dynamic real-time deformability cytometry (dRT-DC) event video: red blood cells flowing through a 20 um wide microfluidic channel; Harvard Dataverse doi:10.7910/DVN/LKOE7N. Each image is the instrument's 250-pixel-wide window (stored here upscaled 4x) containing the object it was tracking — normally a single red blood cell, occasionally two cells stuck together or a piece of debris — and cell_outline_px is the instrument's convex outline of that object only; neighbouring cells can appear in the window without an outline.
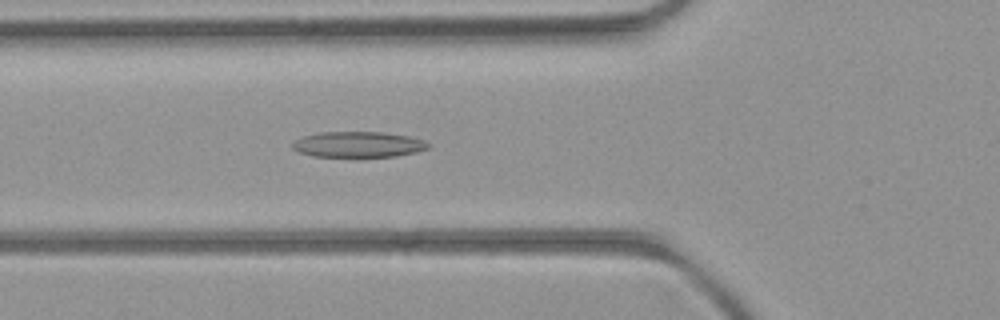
{"species": "common noctule bat (a hibernating species)", "species_latin": "Nyctalus noctula", "temperature_condition": "room temperature", "stored_images_in_passage": 45, "camera_frame_rate_fps": 3000, "um_per_image_px": 0.085, "animal": {"sex": "female", "body_mass_g": 21.9}, "frame": {"image": 1, "passage_image": 18, "time_ms": 5.667, "image_size_px": [1000, 320], "cell_outline_px": [[432, 144], [428, 148], [416, 152], [396, 156], [356, 160], [312, 156], [300, 152], [292, 148], [292, 144], [296, 140], [304, 136], [320, 132], [380, 132], [408, 136], [424, 140]], "centroid_in_image_um": [30.46, 12.33], "position_along_channel_um": 95.3, "area_um2": 21.33}}
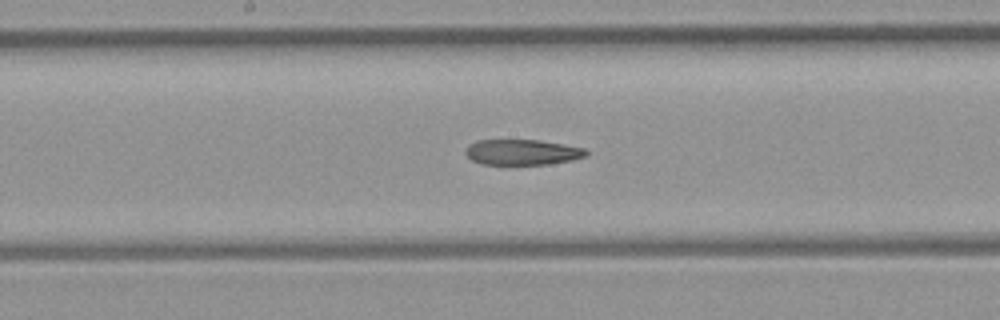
{"frame": {"image": 2, "passage_image": 26, "time_ms": 8.333, "image_size_px": [1000, 320], "cell_outline_px": [[588, 156], [572, 160], [548, 164], [480, 164], [472, 160], [464, 152], [468, 144], [476, 140], [540, 140], [584, 148], [588, 152]], "centroid_in_image_um": [44.38, 12.93], "position_along_channel_um": 203.8, "area_um2": 17.98}}
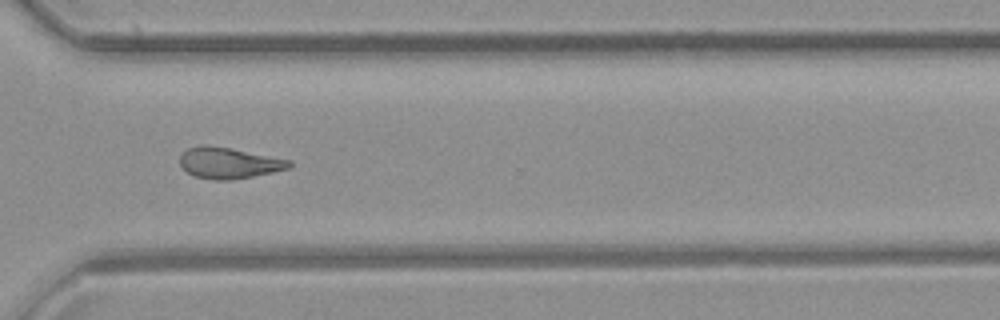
{"frame": {"image": 3, "passage_image": 37, "time_ms": 12.0, "image_size_px": [1000, 320], "cell_outline_px": [[292, 164], [288, 168], [272, 172], [232, 180], [212, 180], [196, 176], [188, 172], [180, 164], [180, 156], [188, 148], [200, 144], [208, 144], [232, 148], [292, 160]], "centroid_in_image_um": [19.45, 13.83], "position_along_channel_um": 351.2, "area_um2": 19.83}, "authors_computed_cell_mechanics": {"area_um2": 20.1144, "velocity_mm_per_s": 4.0283, "shape_relaxation_time_tau1_ms": null, "shape_relaxation_time_tau2_ms": 10.2172, "deformation_change_tau1": null, "deformation_change_tau2": 0.2481}}